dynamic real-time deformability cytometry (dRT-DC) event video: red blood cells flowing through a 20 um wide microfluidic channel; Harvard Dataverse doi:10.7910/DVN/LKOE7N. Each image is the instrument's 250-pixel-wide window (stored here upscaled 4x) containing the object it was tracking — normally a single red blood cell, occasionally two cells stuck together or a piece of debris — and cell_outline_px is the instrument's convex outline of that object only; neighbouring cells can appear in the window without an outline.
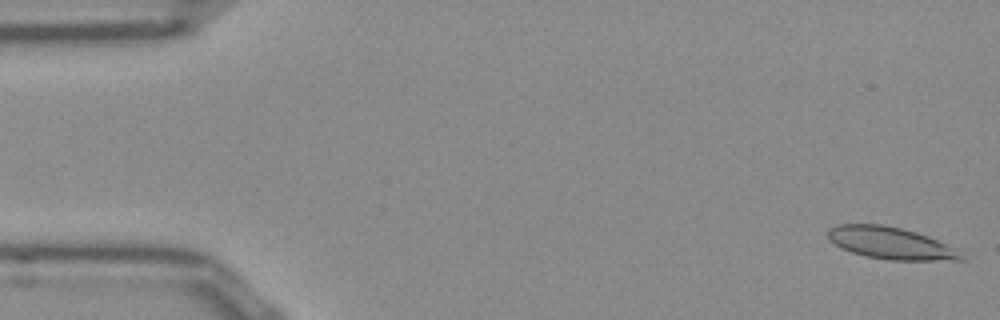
{"species": "Egyptian fruit bat (a non-hibernating species)", "species_latin": "Rousettus aegyptiacus", "temperature_condition": "room temperature", "stored_images_in_passage": 53, "camera_frame_rate_fps": 3000, "um_per_image_px": 0.085, "frame": {"image": 1, "passage_image": 1, "time_ms": 0.0, "image_size_px": [1000, 320], "cell_outline_px": [[964, 260], [888, 260], [864, 256], [852, 252], [836, 244], [828, 236], [828, 228], [840, 224], [880, 224], [900, 228], [916, 232], [956, 248]], "centroid_in_image_um": [75.7, 20.66], "position_along_channel_um": 9.3, "area_um2": 24.45}}
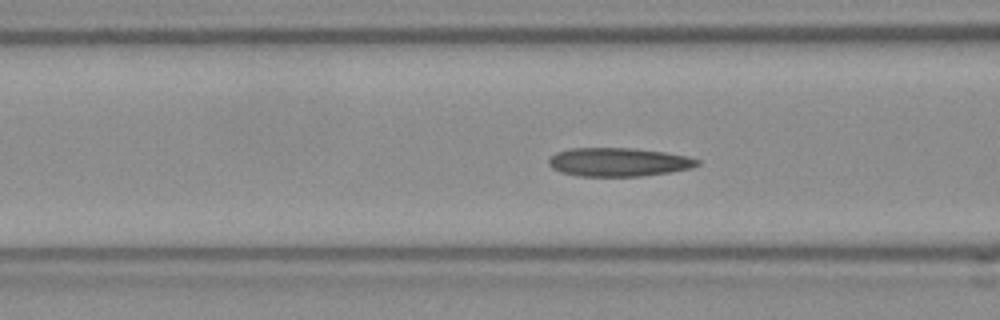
{"frame": {"image": 2, "passage_image": 19, "time_ms": 6.0, "image_size_px": [1000, 320], "cell_outline_px": [[700, 164], [692, 168], [668, 172], [640, 176], [580, 176], [560, 172], [552, 168], [548, 164], [548, 160], [556, 152], [568, 148], [632, 148], [664, 152], [684, 156], [700, 160]], "centroid_in_image_um": [52.54, 13.77], "position_along_channel_um": 114.1, "area_um2": 24.68}}
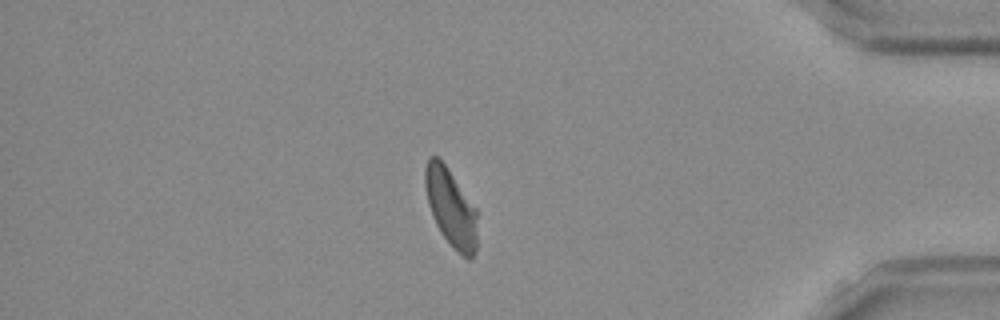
{"frame": {"image": 3, "passage_image": 44, "time_ms": 14.333, "image_size_px": [1000, 320], "cell_outline_px": [[476, 248], [472, 260], [468, 260], [440, 232], [432, 216], [428, 204], [424, 184], [424, 168], [428, 160], [432, 156], [436, 156], [444, 164], [476, 208]], "centroid_in_image_um": [38.3, 17.64], "position_along_channel_um": 396.9, "area_um2": 23.18}, "authors_computed_cell_mechanics": {"area_um2": 24.276, "velocity_mm_per_s": 3.8455, "shape_relaxation_time_tau1_ms": 7.2683, "shape_relaxation_time_tau2_ms": 1.7551, "deformation_change_tau1": 0.1742, "deformation_change_tau2": 0.0764}}